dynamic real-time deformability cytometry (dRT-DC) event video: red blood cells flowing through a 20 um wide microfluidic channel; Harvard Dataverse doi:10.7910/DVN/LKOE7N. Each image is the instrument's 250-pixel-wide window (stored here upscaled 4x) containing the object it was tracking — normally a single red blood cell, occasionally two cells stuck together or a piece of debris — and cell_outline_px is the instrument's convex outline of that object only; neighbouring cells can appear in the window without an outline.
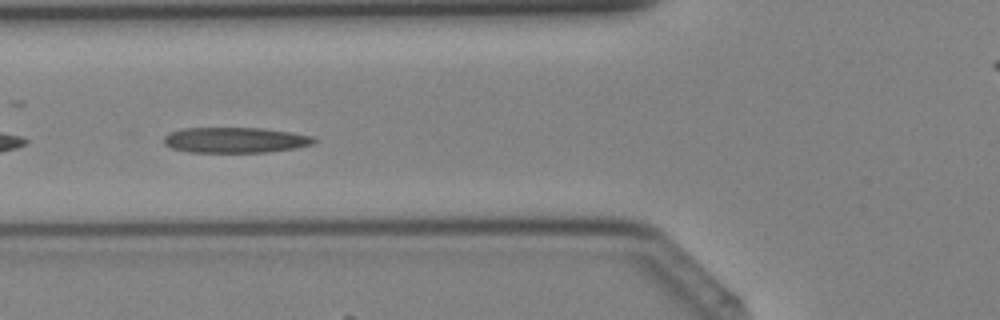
{"species": "Egyptian fruit bat (a non-hibernating species)", "species_latin": "Rousettus aegyptiacus", "temperature_condition": "cold", "stored_images_in_passage": 33, "camera_frame_rate_fps": 3000, "um_per_image_px": 0.085, "animal": {"sex": "female"}, "frame": {"image": 1, "passage_image": 15, "time_ms": 4.667, "image_size_px": [1000, 320], "cell_outline_px": [[316, 140], [312, 144], [296, 148], [268, 152], [188, 152], [172, 148], [164, 144], [164, 136], [172, 132], [184, 128], [260, 128], [292, 132], [312, 136]], "centroid_in_image_um": [20.0, 11.91], "position_along_channel_um": 105.8, "area_um2": 22.25}}